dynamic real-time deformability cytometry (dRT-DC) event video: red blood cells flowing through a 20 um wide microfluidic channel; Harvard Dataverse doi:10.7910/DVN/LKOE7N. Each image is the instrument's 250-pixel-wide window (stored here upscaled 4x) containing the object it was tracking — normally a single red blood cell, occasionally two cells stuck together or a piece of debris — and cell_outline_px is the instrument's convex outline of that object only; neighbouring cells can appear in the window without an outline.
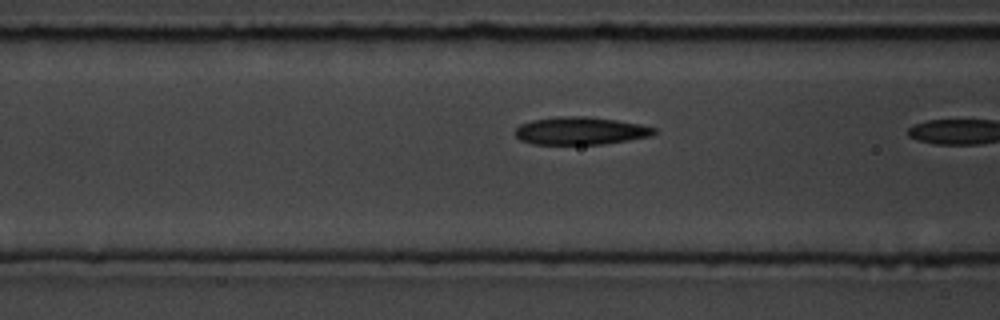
{"species": "common noctule bat (a hibernating species)", "species_latin": "Nyctalus noctula", "temperature_condition": "room temperature", "stored_images_in_passage": 7, "camera_frame_rate_fps": 3000, "um_per_image_px": 0.085, "animal": {"sex": "male", "body_mass_g": 19.5, "forearm_length_mm": 54.6}, "frame": {"image": 1, "passage_image": 6, "time_ms": 1.667, "image_size_px": [1000, 320], "cell_outline_px": [[656, 132], [652, 136], [604, 144], [532, 144], [520, 140], [512, 132], [520, 124], [532, 120], [560, 116], [588, 116], [616, 120], [640, 124], [656, 128]], "centroid_in_image_um": [49.32, 11.12], "position_along_channel_um": 117.3, "area_um2": 22.6}}